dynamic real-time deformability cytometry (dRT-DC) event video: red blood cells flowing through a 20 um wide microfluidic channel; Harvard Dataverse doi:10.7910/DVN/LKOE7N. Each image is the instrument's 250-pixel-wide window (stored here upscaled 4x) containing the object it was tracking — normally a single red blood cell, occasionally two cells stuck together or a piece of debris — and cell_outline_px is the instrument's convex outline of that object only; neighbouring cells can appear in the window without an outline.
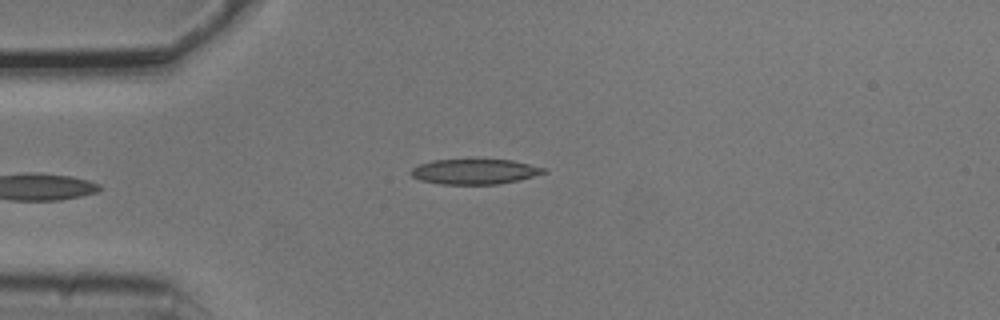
{"species": "common noctule bat (a hibernating species)", "species_latin": "Nyctalus noctula", "temperature_condition": "cold", "stored_images_in_passage": 6, "camera_frame_rate_fps": 3000, "um_per_image_px": 0.085, "animal": {"sex": "male", "body_mass_g": 20.5, "forearm_length_mm": 52.5}, "frame": {"image": 1, "passage_image": 6, "time_ms": 1.667, "image_size_px": [1000, 320], "cell_outline_px": [[548, 172], [520, 180], [496, 184], [440, 184], [420, 180], [412, 176], [408, 172], [412, 168], [420, 164], [432, 160], [512, 160], [548, 168]], "centroid_in_image_um": [40.37, 14.59], "position_along_channel_um": 44.6, "area_um2": 19.54}}